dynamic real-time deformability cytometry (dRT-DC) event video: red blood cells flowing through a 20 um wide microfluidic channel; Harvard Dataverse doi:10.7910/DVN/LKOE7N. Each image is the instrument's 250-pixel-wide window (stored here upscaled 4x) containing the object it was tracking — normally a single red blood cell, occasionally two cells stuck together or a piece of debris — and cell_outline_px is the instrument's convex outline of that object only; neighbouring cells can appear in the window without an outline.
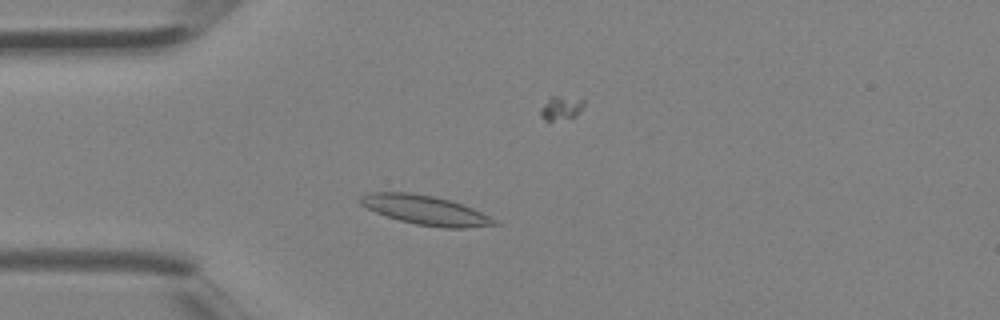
{"species": "Egyptian fruit bat (a non-hibernating species)", "species_latin": "Rousettus aegyptiacus", "temperature_condition": "room temperature", "stored_images_in_passage": 3, "camera_frame_rate_fps": 3000, "um_per_image_px": 0.085, "animal": {"sex": "female"}, "frame": {"image": 1, "passage_image": 2, "time_ms": 0.333, "image_size_px": [1000, 320], "cell_outline_px": [[500, 224], [464, 228], [444, 228], [416, 224], [400, 220], [376, 212], [360, 204], [360, 196], [368, 192], [412, 192], [452, 200], [472, 208], [496, 220]], "centroid_in_image_um": [36.15, 17.85], "position_along_channel_um": 48.8, "area_um2": 22.72}}